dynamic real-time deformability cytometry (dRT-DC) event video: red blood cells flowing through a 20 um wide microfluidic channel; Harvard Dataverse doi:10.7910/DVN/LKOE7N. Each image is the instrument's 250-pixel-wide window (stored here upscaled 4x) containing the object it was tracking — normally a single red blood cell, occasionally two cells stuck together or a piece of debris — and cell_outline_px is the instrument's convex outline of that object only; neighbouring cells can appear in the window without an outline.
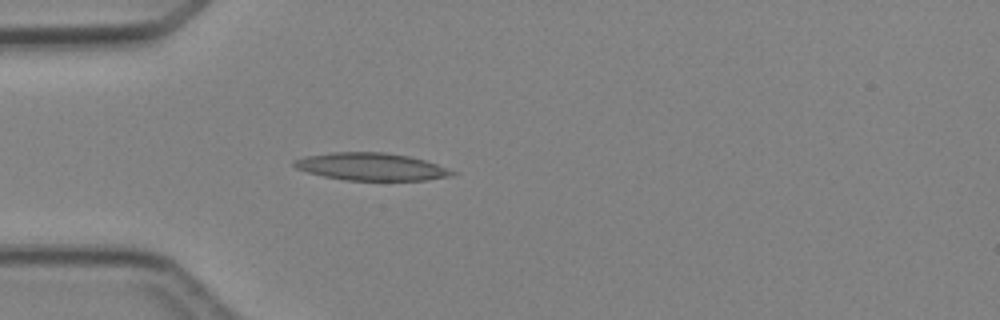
{"species": "Egyptian fruit bat (a non-hibernating species)", "species_latin": "Rousettus aegyptiacus", "temperature_condition": "cold", "stored_images_in_passage": 3, "camera_frame_rate_fps": 3000, "um_per_image_px": 0.085, "animal": {"sex": "female"}, "frame": {"image": 1, "passage_image": 3, "time_ms": 2.333, "image_size_px": [1000, 320], "cell_outline_px": [[456, 172], [452, 176], [428, 180], [344, 180], [324, 176], [308, 172], [296, 168], [292, 164], [292, 160], [304, 156], [332, 152], [384, 152], [408, 156], [424, 160], [436, 164]], "centroid_in_image_um": [31.52, 14.16], "position_along_channel_um": 53.5, "area_um2": 25.26}}